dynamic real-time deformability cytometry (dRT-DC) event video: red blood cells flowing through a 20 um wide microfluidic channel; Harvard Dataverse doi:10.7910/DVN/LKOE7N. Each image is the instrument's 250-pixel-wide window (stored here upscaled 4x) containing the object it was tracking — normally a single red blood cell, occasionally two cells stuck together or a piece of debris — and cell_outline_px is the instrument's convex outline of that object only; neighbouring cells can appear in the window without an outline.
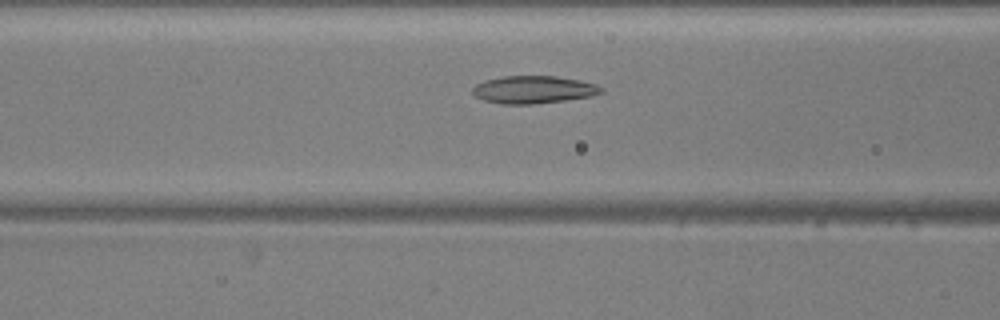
{"species": "common noctule bat (a hibernating species)", "species_latin": "Nyctalus noctula", "temperature_condition": "warm", "stored_images_in_passage": 51, "camera_frame_rate_fps": 3000, "um_per_image_px": 0.085, "animal": {"sex": "male", "body_mass_g": 20.5, "forearm_length_mm": 52.5}, "frame": {"image": 1, "passage_image": 19, "time_ms": 6.0, "image_size_px": [1000, 320], "cell_outline_px": [[604, 92], [592, 96], [536, 104], [500, 104], [484, 100], [476, 96], [472, 92], [472, 88], [476, 84], [484, 80], [504, 76], [556, 76], [580, 80], [596, 84], [604, 88]], "centroid_in_image_um": [45.36, 7.62], "position_along_channel_um": 121.2, "area_um2": 20.81}}
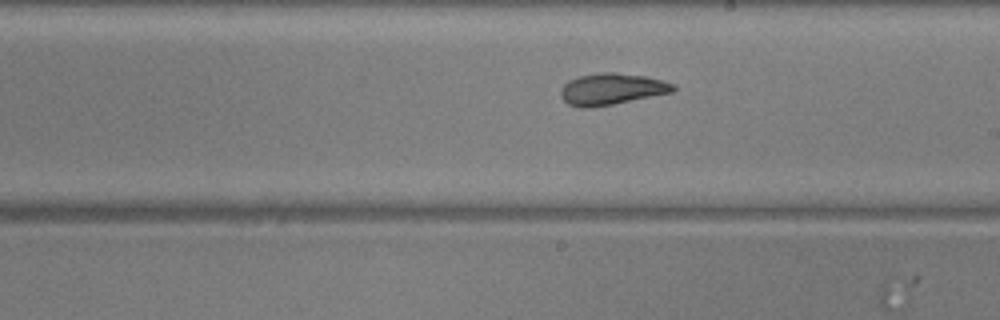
{"frame": {"image": 2, "passage_image": 28, "time_ms": 9.0, "image_size_px": [1000, 320], "cell_outline_px": [[676, 88], [672, 92], [592, 108], [580, 108], [568, 104], [560, 96], [560, 92], [564, 84], [568, 80], [580, 76], [600, 72], [612, 72], [644, 76], [660, 80], [672, 84]], "centroid_in_image_um": [51.93, 7.58], "position_along_channel_um": 237.1, "area_um2": 20.4}}
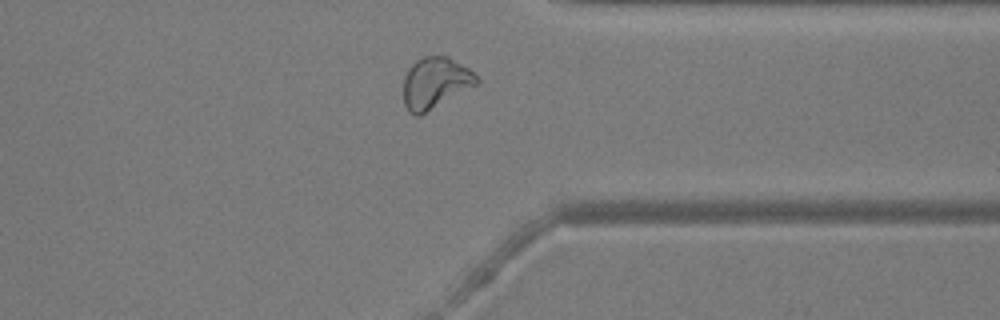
{"frame": {"image": 3, "passage_image": 39, "time_ms": 12.667, "image_size_px": [1000, 320], "cell_outline_px": [[480, 84], [420, 116], [416, 116], [408, 112], [404, 104], [404, 76], [408, 68], [416, 60], [424, 56], [448, 56], [468, 68], [480, 80]], "centroid_in_image_um": [37.01, 7.07], "position_along_channel_um": 374.4, "area_um2": 22.2}, "authors_computed_cell_mechanics": {"area_um2": 22.253, "velocity_mm_per_s": 3.8546, "shape_relaxation_time_tau1_ms": null, "shape_relaxation_time_tau2_ms": 2.0537, "deformation_change_tau1": null, "deformation_change_tau2": 0.0816}}